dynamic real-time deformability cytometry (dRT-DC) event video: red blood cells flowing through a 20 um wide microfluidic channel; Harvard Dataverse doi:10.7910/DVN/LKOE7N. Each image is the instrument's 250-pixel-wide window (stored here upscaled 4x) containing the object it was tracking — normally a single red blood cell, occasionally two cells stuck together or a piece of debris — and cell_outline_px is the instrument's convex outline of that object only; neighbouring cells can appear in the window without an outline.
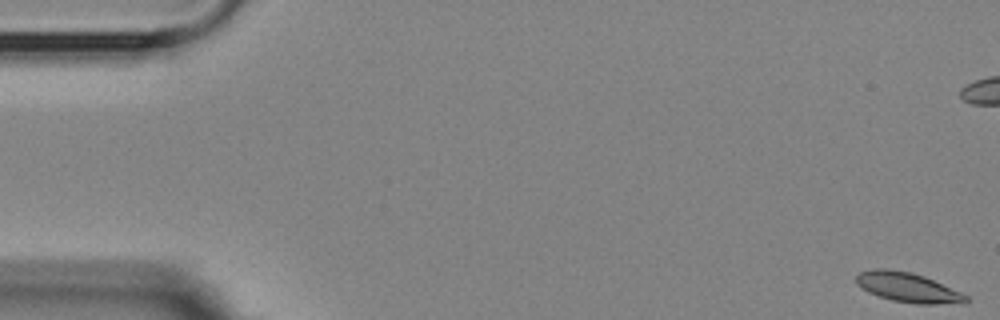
{"species": "Egyptian fruit bat (a non-hibernating species)", "species_latin": "Rousettus aegyptiacus", "temperature_condition": "room temperature", "stored_images_in_passage": 4, "camera_frame_rate_fps": 3000, "um_per_image_px": 0.085, "animal": {"sex": "female"}, "frame": {"image": 1, "passage_image": 1, "time_ms": 0.0, "image_size_px": [1000, 320], "cell_outline_px": [[968, 300], [964, 304], [916, 304], [892, 300], [868, 292], [860, 288], [856, 284], [856, 276], [860, 272], [876, 268], [888, 268], [908, 272], [924, 276], [960, 292], [968, 296]], "centroid_in_image_um": [77.16, 24.44], "position_along_channel_um": 7.8, "area_um2": 18.96}}